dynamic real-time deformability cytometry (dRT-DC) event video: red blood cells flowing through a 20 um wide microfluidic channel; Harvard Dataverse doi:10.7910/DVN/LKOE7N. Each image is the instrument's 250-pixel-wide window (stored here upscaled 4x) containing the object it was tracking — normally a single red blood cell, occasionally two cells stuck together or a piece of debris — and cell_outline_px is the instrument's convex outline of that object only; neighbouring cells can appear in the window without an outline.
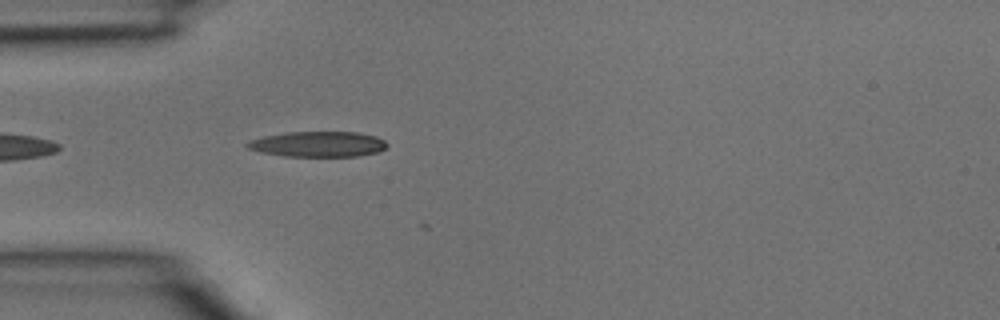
{"species": "common noctule bat (a hibernating species)", "species_latin": "Nyctalus noctula", "temperature_condition": "room temperature", "stored_images_in_passage": 3, "camera_frame_rate_fps": 3000, "um_per_image_px": 0.085, "animal": {"sex": "male", "body_mass_g": 15.6}, "frame": {"image": 1, "passage_image": 1, "time_ms": 0.0, "image_size_px": [1000, 320], "cell_outline_px": [[388, 144], [384, 148], [376, 152], [356, 156], [284, 156], [260, 152], [248, 148], [244, 144], [252, 140], [264, 136], [284, 132], [356, 132], [376, 136], [384, 140]], "centroid_in_image_um": [27.01, 12.25], "position_along_channel_um": 58.0, "area_um2": 20.58}}